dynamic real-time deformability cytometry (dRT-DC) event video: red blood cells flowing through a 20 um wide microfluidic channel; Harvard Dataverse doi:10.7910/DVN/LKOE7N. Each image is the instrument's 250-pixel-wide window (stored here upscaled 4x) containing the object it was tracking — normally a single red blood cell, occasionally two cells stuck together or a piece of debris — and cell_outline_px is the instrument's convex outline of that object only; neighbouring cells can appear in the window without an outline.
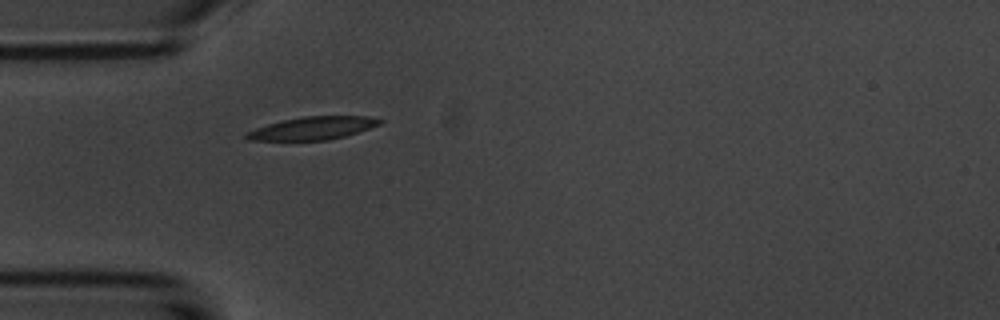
{"species": "common noctule bat (a hibernating species)", "species_latin": "Nyctalus noctula", "temperature_condition": "room temperature", "stored_images_in_passage": 1, "camera_frame_rate_fps": 3000, "um_per_image_px": 0.085, "animal": {"sex": "male", "body_mass_g": 20.1, "forearm_length_mm": 53.5}, "frame": {"image": 1, "passage_image": 1, "time_ms": 0.0, "image_size_px": [1000, 320], "cell_outline_px": [[384, 120], [380, 124], [344, 136], [328, 140], [248, 140], [244, 136], [248, 132], [256, 128], [268, 124], [284, 120], [304, 116], [368, 116]], "centroid_in_image_um": [26.59, 10.89], "position_along_channel_um": 58.4, "area_um2": 17.46}}